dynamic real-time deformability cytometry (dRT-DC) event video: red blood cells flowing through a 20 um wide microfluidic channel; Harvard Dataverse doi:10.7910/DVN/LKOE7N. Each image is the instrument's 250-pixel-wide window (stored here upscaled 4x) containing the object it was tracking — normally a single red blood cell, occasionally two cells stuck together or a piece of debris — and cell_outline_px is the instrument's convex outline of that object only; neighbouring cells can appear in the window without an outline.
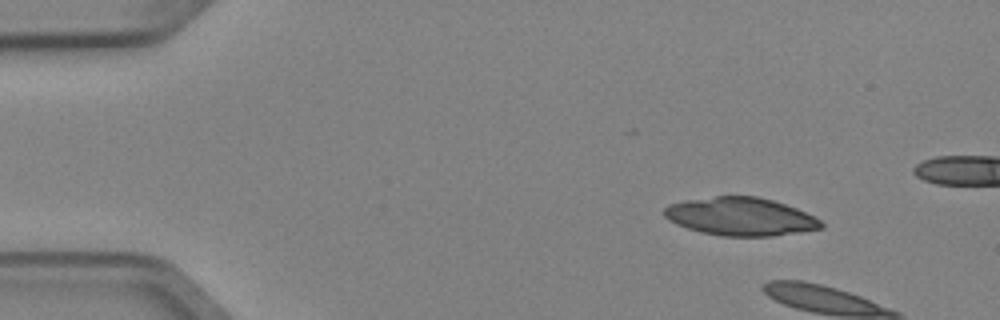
{"species": "Egyptian fruit bat (a non-hibernating species)", "species_latin": "Rousettus aegyptiacus", "temperature_condition": "cold", "stored_images_in_passage": 2, "camera_frame_rate_fps": 3000, "um_per_image_px": 0.085, "animal": {"sex": "female"}, "frame": {"image": 1, "passage_image": 1, "time_ms": 0.0, "image_size_px": [1000, 320], "cell_outline_px": [[824, 228], [772, 236], [720, 236], [700, 232], [676, 224], [668, 220], [664, 216], [664, 208], [668, 204], [684, 200], [716, 196], [756, 196], [772, 200], [796, 208], [820, 220], [824, 224]], "centroid_in_image_um": [62.91, 18.41], "position_along_channel_um": 22.1, "area_um2": 34.8}}